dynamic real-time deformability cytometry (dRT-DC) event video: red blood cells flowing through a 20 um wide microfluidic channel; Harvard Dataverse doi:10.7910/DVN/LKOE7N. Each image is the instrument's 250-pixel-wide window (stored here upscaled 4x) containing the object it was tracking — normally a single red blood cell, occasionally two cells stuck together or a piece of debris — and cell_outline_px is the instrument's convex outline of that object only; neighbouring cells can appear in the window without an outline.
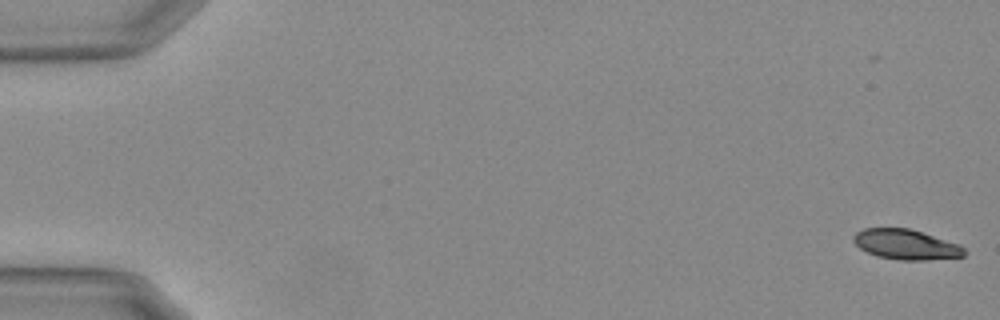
{"species": "Egyptian fruit bat (a non-hibernating species)", "species_latin": "Rousettus aegyptiacus", "temperature_condition": "warm", "stored_images_in_passage": 5, "camera_frame_rate_fps": 3000, "um_per_image_px": 0.085, "animal": {"sex": "female"}, "frame": {"image": 1, "passage_image": 1, "time_ms": 0.0, "image_size_px": [1000, 320], "cell_outline_px": [[968, 252], [964, 256], [928, 260], [900, 260], [876, 256], [860, 248], [852, 240], [852, 236], [856, 232], [864, 228], [908, 228], [960, 244]], "centroid_in_image_um": [77.01, 20.78], "position_along_channel_um": 8.0, "area_um2": 19.48}}